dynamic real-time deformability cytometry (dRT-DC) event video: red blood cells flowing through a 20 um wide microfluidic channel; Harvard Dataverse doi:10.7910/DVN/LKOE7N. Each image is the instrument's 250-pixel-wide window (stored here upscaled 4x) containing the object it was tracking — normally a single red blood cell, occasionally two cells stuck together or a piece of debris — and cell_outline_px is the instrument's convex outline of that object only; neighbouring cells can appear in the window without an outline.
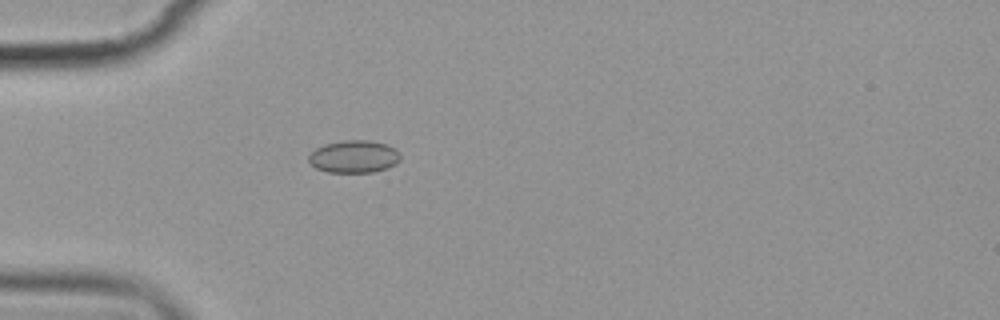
{"species": "common noctule bat (a hibernating species)", "species_latin": "Nyctalus noctula", "temperature_condition": "cold", "stored_images_in_passage": 1, "camera_frame_rate_fps": 3000, "um_per_image_px": 0.085, "animal": {"sex": "female", "body_mass_g": 19.9}, "frame": {"image": 1, "passage_image": 1, "time_ms": 0.0, "image_size_px": [1000, 320], "cell_outline_px": [[400, 160], [396, 164], [388, 168], [372, 172], [328, 172], [316, 168], [308, 160], [308, 156], [316, 148], [324, 144], [344, 140], [368, 140], [388, 144], [396, 148], [400, 152]], "centroid_in_image_um": [30.12, 13.3], "position_along_channel_um": 54.9, "area_um2": 17.51}}